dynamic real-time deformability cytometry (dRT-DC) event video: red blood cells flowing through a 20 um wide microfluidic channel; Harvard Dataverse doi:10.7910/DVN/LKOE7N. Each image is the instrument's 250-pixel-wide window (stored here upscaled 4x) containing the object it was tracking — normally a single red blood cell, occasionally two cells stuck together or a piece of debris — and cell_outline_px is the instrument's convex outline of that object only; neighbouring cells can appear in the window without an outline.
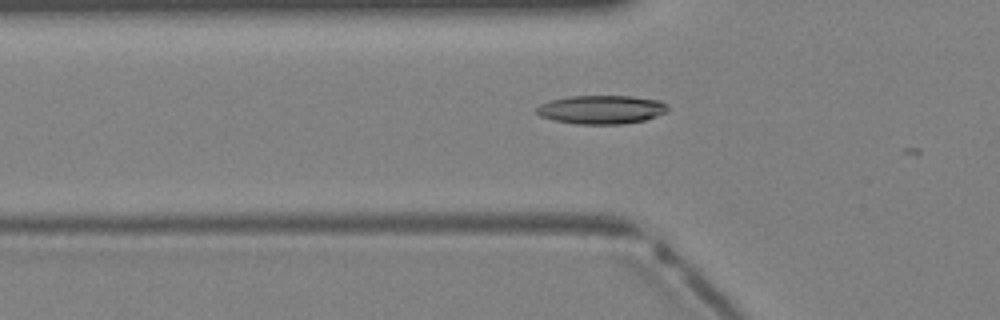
{"species": "Egyptian fruit bat (a non-hibernating species)", "species_latin": "Rousettus aegyptiacus", "temperature_condition": "warm", "stored_images_in_passage": 4, "camera_frame_rate_fps": 3000, "um_per_image_px": 0.085, "animal": {"sex": "female"}, "frame": {"image": 1, "passage_image": 4, "time_ms": 1.0, "image_size_px": [1000, 320], "cell_outline_px": [[668, 112], [644, 120], [624, 124], [576, 124], [556, 120], [540, 116], [536, 112], [536, 108], [540, 104], [552, 100], [568, 96], [632, 96], [660, 100], [668, 108]], "centroid_in_image_um": [51.13, 9.31], "position_along_channel_um": 74.7, "area_um2": 21.85}}